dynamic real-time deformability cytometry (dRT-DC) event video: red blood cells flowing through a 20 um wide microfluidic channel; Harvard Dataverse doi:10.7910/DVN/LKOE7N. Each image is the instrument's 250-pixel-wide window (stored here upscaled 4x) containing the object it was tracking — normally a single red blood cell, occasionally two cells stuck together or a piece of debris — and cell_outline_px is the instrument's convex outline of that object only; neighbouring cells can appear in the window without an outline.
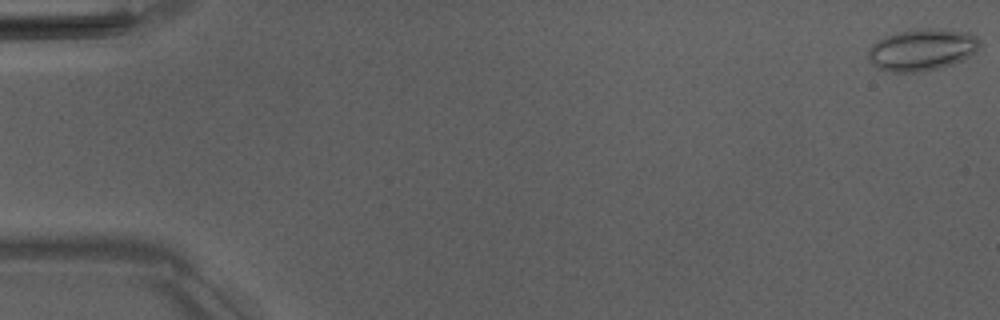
{"species": "Egyptian fruit bat (a non-hibernating species)", "species_latin": "Rousettus aegyptiacus", "temperature_condition": "room temperature", "stored_images_in_passage": 52, "camera_frame_rate_fps": 3000, "um_per_image_px": 0.085, "animal": {"sex": "male"}, "frame": {"image": 1, "passage_image": 1, "time_ms": 0.0, "image_size_px": [1000, 320], "cell_outline_px": [[980, 48], [976, 52], [964, 60], [952, 64], [920, 72], [892, 72], [876, 68], [868, 60], [868, 48], [872, 44], [896, 32], [920, 28], [944, 28], [968, 32], [976, 36], [980, 40]], "centroid_in_image_um": [78.4, 4.22], "position_along_channel_um": 6.6, "area_um2": 27.51}}
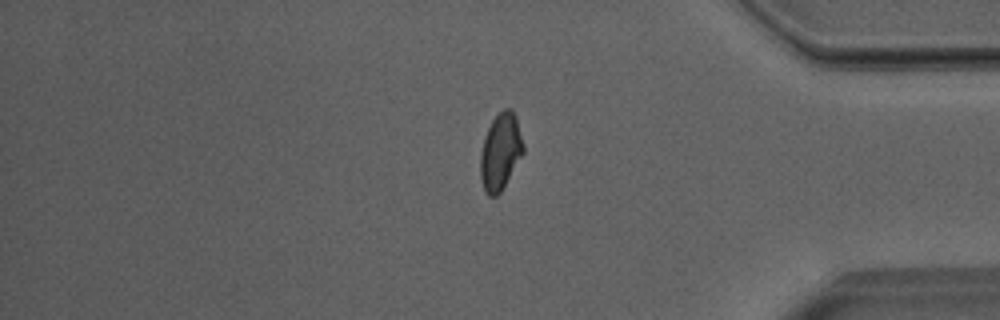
{"frame": {"image": 2, "passage_image": 44, "time_ms": 14.333, "image_size_px": [1000, 320], "cell_outline_px": [[524, 152], [500, 192], [496, 196], [488, 196], [484, 192], [480, 180], [480, 152], [484, 136], [492, 120], [504, 108], [512, 108], [516, 116], [524, 144]], "centroid_in_image_um": [42.52, 12.89], "position_along_channel_um": 392.7, "area_um2": 19.31}}
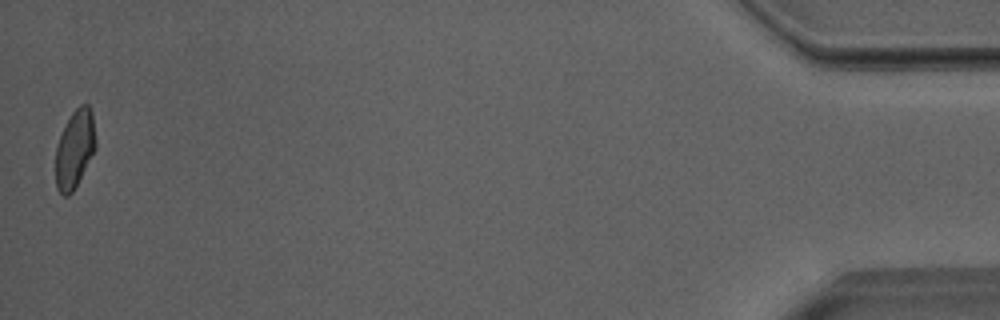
{"frame": {"image": 3, "passage_image": 52, "time_ms": 17.0, "image_size_px": [1000, 320], "cell_outline_px": [[96, 148], [72, 192], [68, 196], [64, 196], [56, 188], [56, 148], [60, 136], [72, 112], [80, 104], [88, 104], [92, 112], [96, 140]], "centroid_in_image_um": [6.36, 12.65], "position_along_channel_um": 428.8, "area_um2": 17.98}, "authors_computed_cell_mechanics": {"area_um2": 19.3052, "velocity_mm_per_s": 4.0047, "shape_relaxation_time_tau1_ms": 7.3689, "shape_relaxation_time_tau2_ms": 1.5154, "deformation_change_tau1": 0.1624, "deformation_change_tau2": 0.0629}}